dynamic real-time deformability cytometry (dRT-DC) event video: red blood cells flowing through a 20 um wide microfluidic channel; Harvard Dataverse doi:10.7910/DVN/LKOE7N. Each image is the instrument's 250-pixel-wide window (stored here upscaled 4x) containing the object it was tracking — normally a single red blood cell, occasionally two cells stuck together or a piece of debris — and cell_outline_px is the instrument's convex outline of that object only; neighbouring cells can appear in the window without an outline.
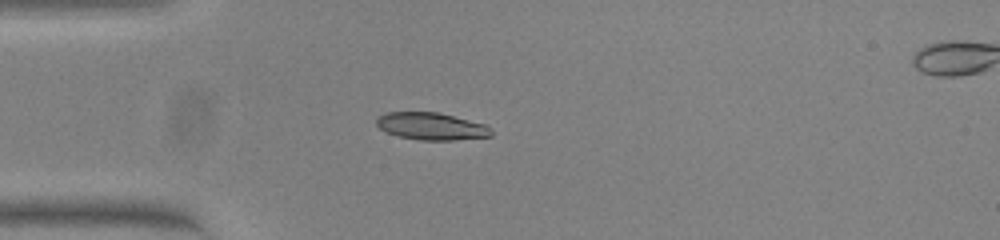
{"species": "common noctule bat (a hibernating species)", "species_latin": "Nyctalus noctula", "temperature_condition": "warm", "stored_images_in_passage": 53, "camera_frame_rate_fps": 3000, "um_per_image_px": 0.085, "animal": {"sex": "female", "body_mass_g": 23.0, "forearm_length_mm": 53.4}, "frame": {"image": 1, "passage_image": 14, "time_ms": 4.333, "image_size_px": [1000, 240], "cell_outline_px": [[492, 136], [452, 140], [420, 140], [400, 136], [388, 132], [380, 128], [376, 124], [376, 120], [380, 116], [388, 112], [440, 112], [484, 124], [492, 128]], "centroid_in_image_um": [36.7, 10.73], "position_along_channel_um": 48.3, "area_um2": 18.09}}
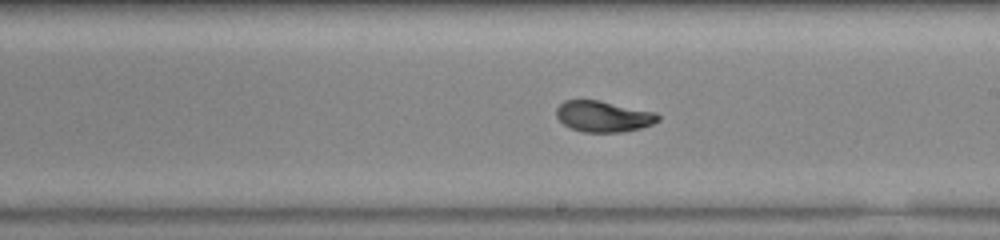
{"frame": {"image": 2, "passage_image": 30, "time_ms": 9.667, "image_size_px": [1000, 240], "cell_outline_px": [[660, 120], [652, 124], [640, 128], [624, 132], [584, 132], [572, 128], [564, 124], [556, 116], [556, 108], [564, 100], [600, 100], [656, 112], [660, 116]], "centroid_in_image_um": [51.31, 9.89], "position_along_channel_um": 237.7, "area_um2": 18.44}}
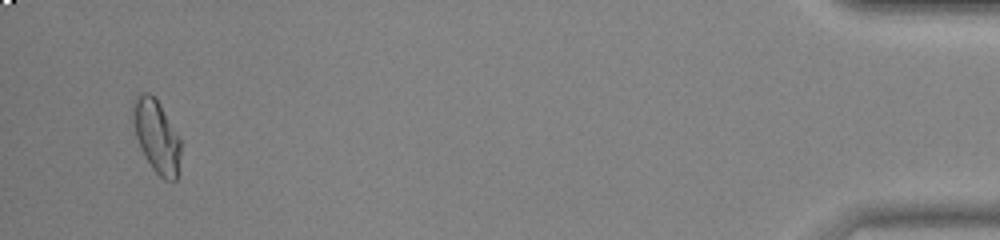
{"frame": {"image": 3, "passage_image": 51, "time_ms": 16.667, "image_size_px": [1000, 240], "cell_outline_px": [[180, 152], [176, 180], [164, 180], [152, 168], [140, 148], [136, 136], [132, 120], [132, 100], [136, 96], [144, 92], [148, 92], [160, 104], [180, 140]], "centroid_in_image_um": [13.27, 11.56], "position_along_channel_um": 421.9, "area_um2": 19.94}, "authors_computed_cell_mechanics": {"area_um2": 18.4382, "velocity_mm_per_s": 3.8106, "shape_relaxation_time_tau1_ms": 10.2421, "shape_relaxation_time_tau2_ms": 0.7784, "deformation_change_tau1": 0.2833, "deformation_change_tau2": 0.0374}}